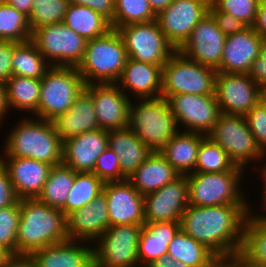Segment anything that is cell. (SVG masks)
<instances>
[{"mask_svg": "<svg viewBox=\"0 0 266 267\" xmlns=\"http://www.w3.org/2000/svg\"><path fill=\"white\" fill-rule=\"evenodd\" d=\"M250 205H188L180 219V229L206 246L218 258L240 252L243 228L254 211Z\"/></svg>", "mask_w": 266, "mask_h": 267, "instance_id": "obj_1", "label": "cell"}, {"mask_svg": "<svg viewBox=\"0 0 266 267\" xmlns=\"http://www.w3.org/2000/svg\"><path fill=\"white\" fill-rule=\"evenodd\" d=\"M16 259L24 261L34 251L68 240L66 217L37 198L19 199Z\"/></svg>", "mask_w": 266, "mask_h": 267, "instance_id": "obj_2", "label": "cell"}, {"mask_svg": "<svg viewBox=\"0 0 266 267\" xmlns=\"http://www.w3.org/2000/svg\"><path fill=\"white\" fill-rule=\"evenodd\" d=\"M20 121L9 131L0 157L34 159L51 166L61 164L63 141L52 121L33 116Z\"/></svg>", "mask_w": 266, "mask_h": 267, "instance_id": "obj_3", "label": "cell"}, {"mask_svg": "<svg viewBox=\"0 0 266 267\" xmlns=\"http://www.w3.org/2000/svg\"><path fill=\"white\" fill-rule=\"evenodd\" d=\"M132 101L128 127L153 152H159L181 130L167 99L158 97Z\"/></svg>", "mask_w": 266, "mask_h": 267, "instance_id": "obj_4", "label": "cell"}, {"mask_svg": "<svg viewBox=\"0 0 266 267\" xmlns=\"http://www.w3.org/2000/svg\"><path fill=\"white\" fill-rule=\"evenodd\" d=\"M128 56L116 29L86 42L85 54L77 69L86 85L116 83Z\"/></svg>", "mask_w": 266, "mask_h": 267, "instance_id": "obj_5", "label": "cell"}, {"mask_svg": "<svg viewBox=\"0 0 266 267\" xmlns=\"http://www.w3.org/2000/svg\"><path fill=\"white\" fill-rule=\"evenodd\" d=\"M85 82L74 66H52L41 79L36 118L53 120L65 113L83 92Z\"/></svg>", "mask_w": 266, "mask_h": 267, "instance_id": "obj_6", "label": "cell"}, {"mask_svg": "<svg viewBox=\"0 0 266 267\" xmlns=\"http://www.w3.org/2000/svg\"><path fill=\"white\" fill-rule=\"evenodd\" d=\"M217 71L182 55L176 50L162 69L161 97L177 94H215Z\"/></svg>", "mask_w": 266, "mask_h": 267, "instance_id": "obj_7", "label": "cell"}, {"mask_svg": "<svg viewBox=\"0 0 266 267\" xmlns=\"http://www.w3.org/2000/svg\"><path fill=\"white\" fill-rule=\"evenodd\" d=\"M186 177L190 205H250L241 191L244 171L191 173Z\"/></svg>", "mask_w": 266, "mask_h": 267, "instance_id": "obj_8", "label": "cell"}, {"mask_svg": "<svg viewBox=\"0 0 266 267\" xmlns=\"http://www.w3.org/2000/svg\"><path fill=\"white\" fill-rule=\"evenodd\" d=\"M207 136L228 154L236 166L244 170L251 161L259 163V160L266 157L254 139L243 115L221 113Z\"/></svg>", "mask_w": 266, "mask_h": 267, "instance_id": "obj_9", "label": "cell"}, {"mask_svg": "<svg viewBox=\"0 0 266 267\" xmlns=\"http://www.w3.org/2000/svg\"><path fill=\"white\" fill-rule=\"evenodd\" d=\"M30 41L52 66L74 67L82 61L87 42L63 22L33 30Z\"/></svg>", "mask_w": 266, "mask_h": 267, "instance_id": "obj_10", "label": "cell"}, {"mask_svg": "<svg viewBox=\"0 0 266 267\" xmlns=\"http://www.w3.org/2000/svg\"><path fill=\"white\" fill-rule=\"evenodd\" d=\"M116 30L122 38L128 58L135 61L164 66L176 51L156 20L129 24Z\"/></svg>", "mask_w": 266, "mask_h": 267, "instance_id": "obj_11", "label": "cell"}, {"mask_svg": "<svg viewBox=\"0 0 266 267\" xmlns=\"http://www.w3.org/2000/svg\"><path fill=\"white\" fill-rule=\"evenodd\" d=\"M142 227L135 224L108 227L94 243V267H139Z\"/></svg>", "mask_w": 266, "mask_h": 267, "instance_id": "obj_12", "label": "cell"}, {"mask_svg": "<svg viewBox=\"0 0 266 267\" xmlns=\"http://www.w3.org/2000/svg\"><path fill=\"white\" fill-rule=\"evenodd\" d=\"M167 102L178 127L184 126L183 132L207 136L221 114L215 94H177L170 96Z\"/></svg>", "mask_w": 266, "mask_h": 267, "instance_id": "obj_13", "label": "cell"}, {"mask_svg": "<svg viewBox=\"0 0 266 267\" xmlns=\"http://www.w3.org/2000/svg\"><path fill=\"white\" fill-rule=\"evenodd\" d=\"M210 0H173L156 15L167 40L178 50L197 23L209 13Z\"/></svg>", "mask_w": 266, "mask_h": 267, "instance_id": "obj_14", "label": "cell"}, {"mask_svg": "<svg viewBox=\"0 0 266 267\" xmlns=\"http://www.w3.org/2000/svg\"><path fill=\"white\" fill-rule=\"evenodd\" d=\"M259 89L248 74L217 72L215 97L221 113L245 116L259 103Z\"/></svg>", "mask_w": 266, "mask_h": 267, "instance_id": "obj_15", "label": "cell"}, {"mask_svg": "<svg viewBox=\"0 0 266 267\" xmlns=\"http://www.w3.org/2000/svg\"><path fill=\"white\" fill-rule=\"evenodd\" d=\"M226 38L215 19L208 13L193 28L189 38L178 51L197 63L217 70L222 60Z\"/></svg>", "mask_w": 266, "mask_h": 267, "instance_id": "obj_16", "label": "cell"}, {"mask_svg": "<svg viewBox=\"0 0 266 267\" xmlns=\"http://www.w3.org/2000/svg\"><path fill=\"white\" fill-rule=\"evenodd\" d=\"M188 205L187 177L180 175L164 187L144 195V221L145 223L180 221Z\"/></svg>", "mask_w": 266, "mask_h": 267, "instance_id": "obj_17", "label": "cell"}, {"mask_svg": "<svg viewBox=\"0 0 266 267\" xmlns=\"http://www.w3.org/2000/svg\"><path fill=\"white\" fill-rule=\"evenodd\" d=\"M84 90L92 97L100 129L112 130L128 127V97L115 83L88 84Z\"/></svg>", "mask_w": 266, "mask_h": 267, "instance_id": "obj_18", "label": "cell"}, {"mask_svg": "<svg viewBox=\"0 0 266 267\" xmlns=\"http://www.w3.org/2000/svg\"><path fill=\"white\" fill-rule=\"evenodd\" d=\"M102 192L107 199L109 227L144 225V196L128 181L105 182Z\"/></svg>", "mask_w": 266, "mask_h": 267, "instance_id": "obj_19", "label": "cell"}, {"mask_svg": "<svg viewBox=\"0 0 266 267\" xmlns=\"http://www.w3.org/2000/svg\"><path fill=\"white\" fill-rule=\"evenodd\" d=\"M87 243L68 239L48 245L34 251L24 262L29 267H94V244Z\"/></svg>", "mask_w": 266, "mask_h": 267, "instance_id": "obj_20", "label": "cell"}, {"mask_svg": "<svg viewBox=\"0 0 266 267\" xmlns=\"http://www.w3.org/2000/svg\"><path fill=\"white\" fill-rule=\"evenodd\" d=\"M107 205L102 192L85 207L70 213L66 217L68 239L94 244L109 227Z\"/></svg>", "mask_w": 266, "mask_h": 267, "instance_id": "obj_21", "label": "cell"}, {"mask_svg": "<svg viewBox=\"0 0 266 267\" xmlns=\"http://www.w3.org/2000/svg\"><path fill=\"white\" fill-rule=\"evenodd\" d=\"M108 145V130L100 128L67 138L63 141L62 163L75 172H93Z\"/></svg>", "mask_w": 266, "mask_h": 267, "instance_id": "obj_22", "label": "cell"}, {"mask_svg": "<svg viewBox=\"0 0 266 267\" xmlns=\"http://www.w3.org/2000/svg\"><path fill=\"white\" fill-rule=\"evenodd\" d=\"M263 41L253 27L227 36L222 60L216 71L248 74L253 61L258 57Z\"/></svg>", "mask_w": 266, "mask_h": 267, "instance_id": "obj_23", "label": "cell"}, {"mask_svg": "<svg viewBox=\"0 0 266 267\" xmlns=\"http://www.w3.org/2000/svg\"><path fill=\"white\" fill-rule=\"evenodd\" d=\"M19 199L37 198L48 178L51 165L34 159L0 157Z\"/></svg>", "mask_w": 266, "mask_h": 267, "instance_id": "obj_24", "label": "cell"}, {"mask_svg": "<svg viewBox=\"0 0 266 267\" xmlns=\"http://www.w3.org/2000/svg\"><path fill=\"white\" fill-rule=\"evenodd\" d=\"M162 69L163 66L127 58L120 78L115 84L128 97L129 94L135 96L133 100L158 98L162 92Z\"/></svg>", "mask_w": 266, "mask_h": 267, "instance_id": "obj_25", "label": "cell"}, {"mask_svg": "<svg viewBox=\"0 0 266 267\" xmlns=\"http://www.w3.org/2000/svg\"><path fill=\"white\" fill-rule=\"evenodd\" d=\"M51 121L62 141L99 129L92 97L85 90L77 97L71 108Z\"/></svg>", "mask_w": 266, "mask_h": 267, "instance_id": "obj_26", "label": "cell"}, {"mask_svg": "<svg viewBox=\"0 0 266 267\" xmlns=\"http://www.w3.org/2000/svg\"><path fill=\"white\" fill-rule=\"evenodd\" d=\"M179 230L180 221L145 223L138 242L139 267H148L167 255L168 244Z\"/></svg>", "mask_w": 266, "mask_h": 267, "instance_id": "obj_27", "label": "cell"}, {"mask_svg": "<svg viewBox=\"0 0 266 267\" xmlns=\"http://www.w3.org/2000/svg\"><path fill=\"white\" fill-rule=\"evenodd\" d=\"M108 144L118 156L121 173L127 179L153 153L129 127L108 130Z\"/></svg>", "mask_w": 266, "mask_h": 267, "instance_id": "obj_28", "label": "cell"}, {"mask_svg": "<svg viewBox=\"0 0 266 267\" xmlns=\"http://www.w3.org/2000/svg\"><path fill=\"white\" fill-rule=\"evenodd\" d=\"M179 176L159 152H153L127 180L144 196L164 187Z\"/></svg>", "mask_w": 266, "mask_h": 267, "instance_id": "obj_29", "label": "cell"}, {"mask_svg": "<svg viewBox=\"0 0 266 267\" xmlns=\"http://www.w3.org/2000/svg\"><path fill=\"white\" fill-rule=\"evenodd\" d=\"M205 137L200 133L179 131L159 153L180 175L194 173L200 143Z\"/></svg>", "mask_w": 266, "mask_h": 267, "instance_id": "obj_30", "label": "cell"}, {"mask_svg": "<svg viewBox=\"0 0 266 267\" xmlns=\"http://www.w3.org/2000/svg\"><path fill=\"white\" fill-rule=\"evenodd\" d=\"M63 23L86 41L101 37L112 29L110 21L103 15L77 4H69Z\"/></svg>", "mask_w": 266, "mask_h": 267, "instance_id": "obj_31", "label": "cell"}, {"mask_svg": "<svg viewBox=\"0 0 266 267\" xmlns=\"http://www.w3.org/2000/svg\"><path fill=\"white\" fill-rule=\"evenodd\" d=\"M167 255L189 267H210L218 259L206 246L181 229L169 242Z\"/></svg>", "mask_w": 266, "mask_h": 267, "instance_id": "obj_32", "label": "cell"}, {"mask_svg": "<svg viewBox=\"0 0 266 267\" xmlns=\"http://www.w3.org/2000/svg\"><path fill=\"white\" fill-rule=\"evenodd\" d=\"M10 110L32 113L38 110L41 79L12 75L5 83Z\"/></svg>", "mask_w": 266, "mask_h": 267, "instance_id": "obj_33", "label": "cell"}, {"mask_svg": "<svg viewBox=\"0 0 266 267\" xmlns=\"http://www.w3.org/2000/svg\"><path fill=\"white\" fill-rule=\"evenodd\" d=\"M76 172L63 163L52 166L46 183L37 199L46 205L62 209L73 187Z\"/></svg>", "mask_w": 266, "mask_h": 267, "instance_id": "obj_34", "label": "cell"}, {"mask_svg": "<svg viewBox=\"0 0 266 267\" xmlns=\"http://www.w3.org/2000/svg\"><path fill=\"white\" fill-rule=\"evenodd\" d=\"M240 253L250 262L266 266V217L258 212L245 221Z\"/></svg>", "mask_w": 266, "mask_h": 267, "instance_id": "obj_35", "label": "cell"}, {"mask_svg": "<svg viewBox=\"0 0 266 267\" xmlns=\"http://www.w3.org/2000/svg\"><path fill=\"white\" fill-rule=\"evenodd\" d=\"M13 75L42 79L52 65L31 42L19 43L12 55Z\"/></svg>", "mask_w": 266, "mask_h": 267, "instance_id": "obj_36", "label": "cell"}, {"mask_svg": "<svg viewBox=\"0 0 266 267\" xmlns=\"http://www.w3.org/2000/svg\"><path fill=\"white\" fill-rule=\"evenodd\" d=\"M103 186L104 182L93 172H76L73 187L61 209L65 217L89 204L102 193Z\"/></svg>", "mask_w": 266, "mask_h": 267, "instance_id": "obj_37", "label": "cell"}, {"mask_svg": "<svg viewBox=\"0 0 266 267\" xmlns=\"http://www.w3.org/2000/svg\"><path fill=\"white\" fill-rule=\"evenodd\" d=\"M246 171L236 166L228 154L208 136L200 143L194 173Z\"/></svg>", "mask_w": 266, "mask_h": 267, "instance_id": "obj_38", "label": "cell"}, {"mask_svg": "<svg viewBox=\"0 0 266 267\" xmlns=\"http://www.w3.org/2000/svg\"><path fill=\"white\" fill-rule=\"evenodd\" d=\"M30 39L28 17L0 0V40L23 43Z\"/></svg>", "mask_w": 266, "mask_h": 267, "instance_id": "obj_39", "label": "cell"}, {"mask_svg": "<svg viewBox=\"0 0 266 267\" xmlns=\"http://www.w3.org/2000/svg\"><path fill=\"white\" fill-rule=\"evenodd\" d=\"M156 20V14L148 0H115L114 19L110 22L112 29L117 27L145 23Z\"/></svg>", "mask_w": 266, "mask_h": 267, "instance_id": "obj_40", "label": "cell"}, {"mask_svg": "<svg viewBox=\"0 0 266 267\" xmlns=\"http://www.w3.org/2000/svg\"><path fill=\"white\" fill-rule=\"evenodd\" d=\"M69 4L68 0H33L32 13L28 18L31 32L46 25L63 22Z\"/></svg>", "mask_w": 266, "mask_h": 267, "instance_id": "obj_41", "label": "cell"}, {"mask_svg": "<svg viewBox=\"0 0 266 267\" xmlns=\"http://www.w3.org/2000/svg\"><path fill=\"white\" fill-rule=\"evenodd\" d=\"M19 218V200L0 209V246L7 249L15 258Z\"/></svg>", "mask_w": 266, "mask_h": 267, "instance_id": "obj_42", "label": "cell"}, {"mask_svg": "<svg viewBox=\"0 0 266 267\" xmlns=\"http://www.w3.org/2000/svg\"><path fill=\"white\" fill-rule=\"evenodd\" d=\"M222 12L238 18L247 27H253L260 0H210Z\"/></svg>", "mask_w": 266, "mask_h": 267, "instance_id": "obj_43", "label": "cell"}, {"mask_svg": "<svg viewBox=\"0 0 266 267\" xmlns=\"http://www.w3.org/2000/svg\"><path fill=\"white\" fill-rule=\"evenodd\" d=\"M93 173L104 183L127 180L121 173L118 156L110 147H107L97 158Z\"/></svg>", "mask_w": 266, "mask_h": 267, "instance_id": "obj_44", "label": "cell"}, {"mask_svg": "<svg viewBox=\"0 0 266 267\" xmlns=\"http://www.w3.org/2000/svg\"><path fill=\"white\" fill-rule=\"evenodd\" d=\"M245 118L259 148L266 155V109L258 103L250 109Z\"/></svg>", "mask_w": 266, "mask_h": 267, "instance_id": "obj_45", "label": "cell"}, {"mask_svg": "<svg viewBox=\"0 0 266 267\" xmlns=\"http://www.w3.org/2000/svg\"><path fill=\"white\" fill-rule=\"evenodd\" d=\"M209 13L215 19L218 28L226 36L239 33L245 28H247V26L242 23L238 18H235L225 12L219 11L211 2L209 5Z\"/></svg>", "mask_w": 266, "mask_h": 267, "instance_id": "obj_46", "label": "cell"}, {"mask_svg": "<svg viewBox=\"0 0 266 267\" xmlns=\"http://www.w3.org/2000/svg\"><path fill=\"white\" fill-rule=\"evenodd\" d=\"M19 43L0 40V82L5 83L12 75V55Z\"/></svg>", "mask_w": 266, "mask_h": 267, "instance_id": "obj_47", "label": "cell"}, {"mask_svg": "<svg viewBox=\"0 0 266 267\" xmlns=\"http://www.w3.org/2000/svg\"><path fill=\"white\" fill-rule=\"evenodd\" d=\"M17 197L9 175L3 165L0 163V209L15 204Z\"/></svg>", "mask_w": 266, "mask_h": 267, "instance_id": "obj_48", "label": "cell"}, {"mask_svg": "<svg viewBox=\"0 0 266 267\" xmlns=\"http://www.w3.org/2000/svg\"><path fill=\"white\" fill-rule=\"evenodd\" d=\"M70 4L89 7L103 15L110 22L114 19L115 0H68Z\"/></svg>", "mask_w": 266, "mask_h": 267, "instance_id": "obj_49", "label": "cell"}, {"mask_svg": "<svg viewBox=\"0 0 266 267\" xmlns=\"http://www.w3.org/2000/svg\"><path fill=\"white\" fill-rule=\"evenodd\" d=\"M248 75L259 87L266 86V40L263 41L258 57L253 61Z\"/></svg>", "mask_w": 266, "mask_h": 267, "instance_id": "obj_50", "label": "cell"}, {"mask_svg": "<svg viewBox=\"0 0 266 267\" xmlns=\"http://www.w3.org/2000/svg\"><path fill=\"white\" fill-rule=\"evenodd\" d=\"M253 28L264 40H266V0H260Z\"/></svg>", "mask_w": 266, "mask_h": 267, "instance_id": "obj_51", "label": "cell"}, {"mask_svg": "<svg viewBox=\"0 0 266 267\" xmlns=\"http://www.w3.org/2000/svg\"><path fill=\"white\" fill-rule=\"evenodd\" d=\"M6 4L12 6L18 12L23 13L29 18L33 9V0H3Z\"/></svg>", "mask_w": 266, "mask_h": 267, "instance_id": "obj_52", "label": "cell"}, {"mask_svg": "<svg viewBox=\"0 0 266 267\" xmlns=\"http://www.w3.org/2000/svg\"><path fill=\"white\" fill-rule=\"evenodd\" d=\"M148 267H189L181 261H177L175 258L169 255L162 256L151 263Z\"/></svg>", "mask_w": 266, "mask_h": 267, "instance_id": "obj_53", "label": "cell"}, {"mask_svg": "<svg viewBox=\"0 0 266 267\" xmlns=\"http://www.w3.org/2000/svg\"><path fill=\"white\" fill-rule=\"evenodd\" d=\"M227 259L234 265V267H266L250 262L240 252L232 254Z\"/></svg>", "mask_w": 266, "mask_h": 267, "instance_id": "obj_54", "label": "cell"}, {"mask_svg": "<svg viewBox=\"0 0 266 267\" xmlns=\"http://www.w3.org/2000/svg\"><path fill=\"white\" fill-rule=\"evenodd\" d=\"M8 111H10V109L7 102L5 84L0 82V125L1 122L3 124V119L5 118L6 113L8 114Z\"/></svg>", "mask_w": 266, "mask_h": 267, "instance_id": "obj_55", "label": "cell"}, {"mask_svg": "<svg viewBox=\"0 0 266 267\" xmlns=\"http://www.w3.org/2000/svg\"><path fill=\"white\" fill-rule=\"evenodd\" d=\"M17 261L7 249L0 246V267H12Z\"/></svg>", "mask_w": 266, "mask_h": 267, "instance_id": "obj_56", "label": "cell"}, {"mask_svg": "<svg viewBox=\"0 0 266 267\" xmlns=\"http://www.w3.org/2000/svg\"><path fill=\"white\" fill-rule=\"evenodd\" d=\"M151 9L157 15L160 11L166 9L173 0H148Z\"/></svg>", "mask_w": 266, "mask_h": 267, "instance_id": "obj_57", "label": "cell"}, {"mask_svg": "<svg viewBox=\"0 0 266 267\" xmlns=\"http://www.w3.org/2000/svg\"><path fill=\"white\" fill-rule=\"evenodd\" d=\"M263 164H265V165H263V166H261V173H259L260 174V176H261V178H263V180H261L262 182H263V190H261L262 192H263V194L261 195L262 196V199H260V200H262V209L264 210V211H266V163H263ZM259 216H264V217H266V214L265 215H263V214H261V215H259Z\"/></svg>", "mask_w": 266, "mask_h": 267, "instance_id": "obj_58", "label": "cell"}, {"mask_svg": "<svg viewBox=\"0 0 266 267\" xmlns=\"http://www.w3.org/2000/svg\"><path fill=\"white\" fill-rule=\"evenodd\" d=\"M210 267H234L227 258H218Z\"/></svg>", "mask_w": 266, "mask_h": 267, "instance_id": "obj_59", "label": "cell"}, {"mask_svg": "<svg viewBox=\"0 0 266 267\" xmlns=\"http://www.w3.org/2000/svg\"><path fill=\"white\" fill-rule=\"evenodd\" d=\"M259 103L266 109V86L259 89Z\"/></svg>", "mask_w": 266, "mask_h": 267, "instance_id": "obj_60", "label": "cell"}, {"mask_svg": "<svg viewBox=\"0 0 266 267\" xmlns=\"http://www.w3.org/2000/svg\"><path fill=\"white\" fill-rule=\"evenodd\" d=\"M12 267H29L24 261H17Z\"/></svg>", "mask_w": 266, "mask_h": 267, "instance_id": "obj_61", "label": "cell"}]
</instances>
